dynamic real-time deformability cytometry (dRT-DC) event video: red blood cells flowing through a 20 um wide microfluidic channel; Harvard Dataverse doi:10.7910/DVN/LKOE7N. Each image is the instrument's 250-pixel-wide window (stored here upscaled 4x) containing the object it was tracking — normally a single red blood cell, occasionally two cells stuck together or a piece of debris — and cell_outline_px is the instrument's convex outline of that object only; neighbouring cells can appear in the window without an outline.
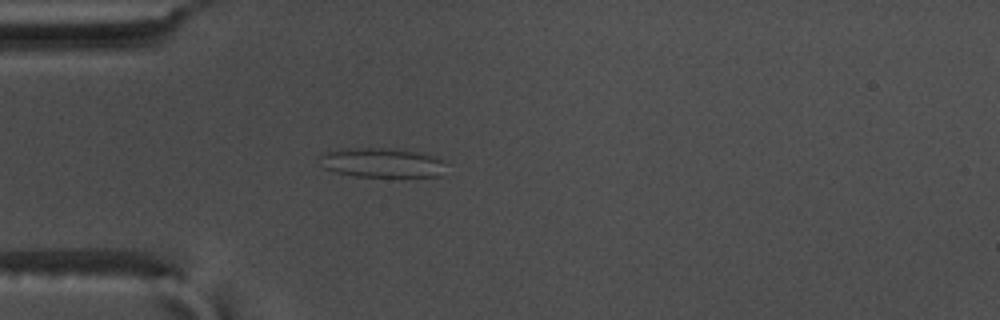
{"species": "common noctule bat (a hibernating species)", "species_latin": "Nyctalus noctula", "temperature_condition": "warm", "stored_images_in_passage": 51, "camera_frame_rate_fps": 3000, "um_per_image_px": 0.085, "animal": {"sex": "male", "body_mass_g": 17.5, "forearm_length_mm": 52.3}, "frame": {"image": 1, "passage_image": 11, "time_ms": 3.333, "image_size_px": [1000, 320], "cell_outline_px": [[444, 160], [440, 176], [356, 176], [336, 172], [324, 168], [316, 160], [324, 152], [340, 148], [380, 148], [416, 152], [432, 156]], "centroid_in_image_um": [32.34, 13.82], "position_along_channel_um": 52.7, "area_um2": 21.39}}
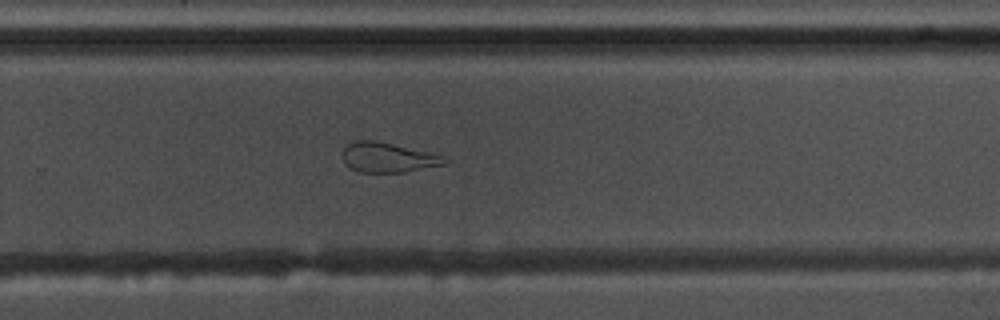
{"frame": {"image": 2, "passage_image": 32, "time_ms": 10.333, "image_size_px": [1000, 320], "cell_outline_px": [[444, 164], [404, 172], [360, 172], [344, 164], [344, 148], [352, 140], [376, 140], [432, 152], [444, 156]], "centroid_in_image_um": [32.95, 13.36], "position_along_channel_um": 296.8, "area_um2": 17.63}}
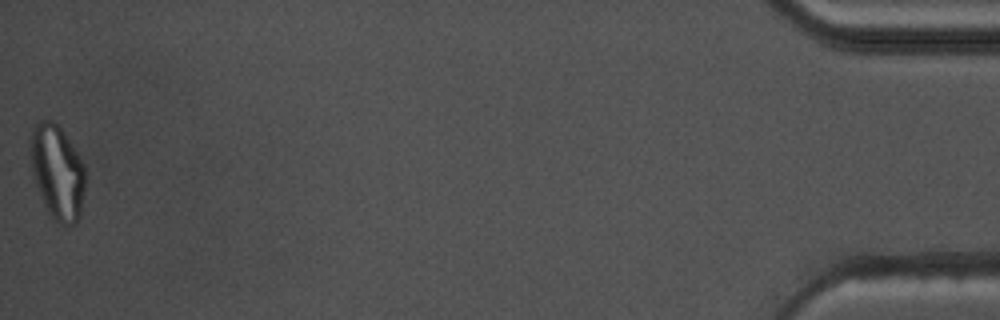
{"frame": {"image": 3, "passage_image": 51, "time_ms": 16.667, "image_size_px": [1000, 320], "cell_outline_px": [[84, 188], [80, 216], [76, 224], [60, 224], [48, 212], [44, 204], [36, 184], [32, 168], [28, 144], [28, 140], [32, 128], [36, 120], [52, 120], [60, 128], [72, 144], [84, 168]], "centroid_in_image_um": [4.83, 14.58], "position_along_channel_um": 430.4, "area_um2": 30.0}, "authors_computed_cell_mechanics": {"area_um2": 23.1778, "velocity_mm_per_s": 3.6339, "shape_relaxation_time_tau1_ms": null, "shape_relaxation_time_tau2_ms": 1.8642, "deformation_change_tau1": null, "deformation_change_tau2": 0.1053}}